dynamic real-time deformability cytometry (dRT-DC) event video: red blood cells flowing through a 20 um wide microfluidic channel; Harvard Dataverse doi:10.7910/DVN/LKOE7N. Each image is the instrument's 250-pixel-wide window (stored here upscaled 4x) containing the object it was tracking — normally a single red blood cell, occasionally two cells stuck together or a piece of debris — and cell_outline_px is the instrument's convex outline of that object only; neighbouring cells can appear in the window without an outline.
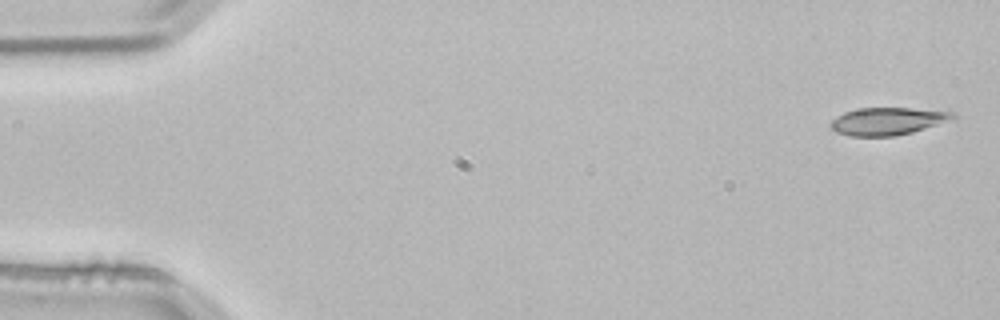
{"species": "common noctule bat (a hibernating species)", "species_latin": "Nyctalus noctula", "temperature_condition": "room temperature", "stored_images_in_passage": 3, "camera_frame_rate_fps": 3000, "um_per_image_px": 0.085, "animal": {"sex": "male", "body_mass_g": 21.5, "forearm_length_mm": 52.0}, "frame": {"image": 1, "passage_image": 1, "time_ms": 0.0, "image_size_px": [1000, 320], "cell_outline_px": [[956, 116], [936, 124], [912, 132], [892, 136], [848, 136], [836, 132], [832, 128], [832, 120], [836, 116], [844, 112], [860, 108], [912, 108], [956, 112]], "centroid_in_image_um": [75.4, 10.29], "position_along_channel_um": 9.6, "area_um2": 19.25}}
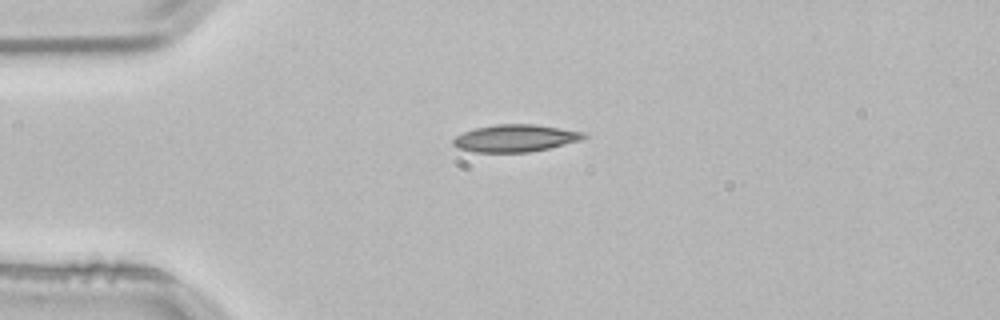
{"frame": {"image": 2, "passage_image": 3, "time_ms": 0.667, "image_size_px": [1000, 320], "cell_outline_px": [[588, 136], [580, 140], [548, 148], [528, 152], [472, 152], [456, 148], [452, 144], [452, 140], [456, 136], [472, 128], [496, 124], [532, 124], [588, 132]], "centroid_in_image_um": [43.77, 11.74], "position_along_channel_um": 41.2, "area_um2": 20.87}}